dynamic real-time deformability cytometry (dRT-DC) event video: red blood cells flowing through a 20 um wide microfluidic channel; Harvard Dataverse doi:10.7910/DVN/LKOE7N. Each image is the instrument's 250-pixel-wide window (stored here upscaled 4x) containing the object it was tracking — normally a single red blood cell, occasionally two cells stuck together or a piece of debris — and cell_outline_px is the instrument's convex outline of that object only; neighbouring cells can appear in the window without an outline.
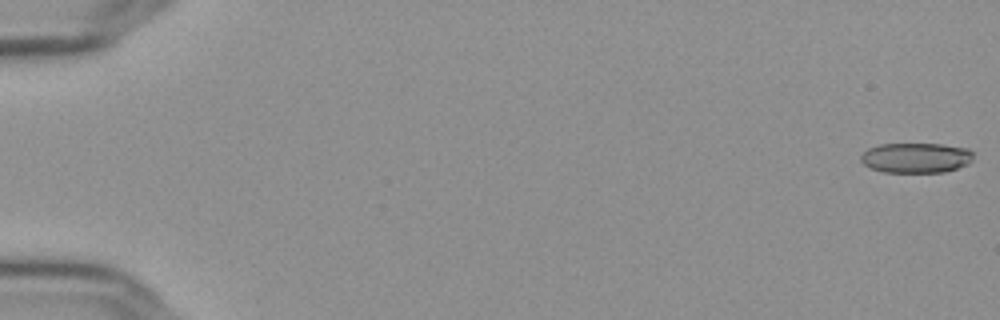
{"species": "Egyptian fruit bat (a non-hibernating species)", "species_latin": "Rousettus aegyptiacus", "temperature_condition": "cold", "stored_images_in_passage": 9, "camera_frame_rate_fps": 3000, "um_per_image_px": 0.085, "frame": {"image": 1, "passage_image": 1, "time_ms": 0.0, "image_size_px": [1000, 320], "cell_outline_px": [[972, 160], [968, 164], [944, 172], [884, 172], [872, 168], [864, 164], [860, 160], [860, 156], [868, 148], [880, 144], [940, 144], [968, 148], [972, 152]], "centroid_in_image_um": [77.85, 13.41], "position_along_channel_um": 7.1, "area_um2": 19.65}}